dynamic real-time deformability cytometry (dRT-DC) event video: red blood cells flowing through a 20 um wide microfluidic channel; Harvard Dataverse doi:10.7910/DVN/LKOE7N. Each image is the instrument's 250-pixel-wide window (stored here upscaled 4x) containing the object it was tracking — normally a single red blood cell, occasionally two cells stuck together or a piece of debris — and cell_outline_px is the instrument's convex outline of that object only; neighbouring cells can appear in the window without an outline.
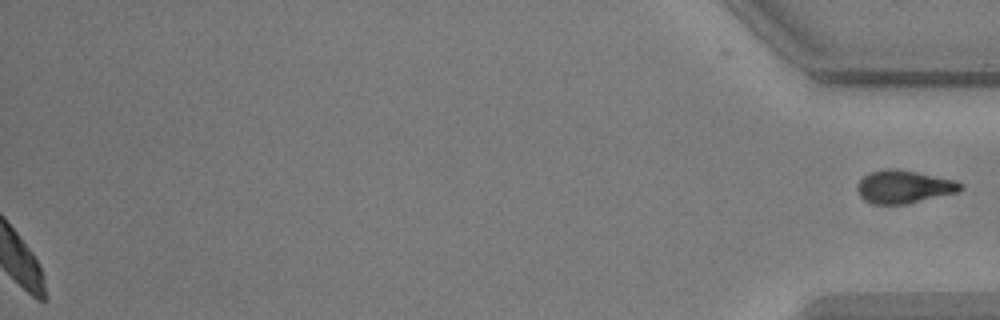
{"species": "common noctule bat (a hibernating species)", "species_latin": "Nyctalus noctula", "temperature_condition": "warm", "stored_images_in_passage": 45, "segment_of_instrument_passage": [2, 2], "camera_frame_rate_fps": 3000, "um_per_image_px": 0.085, "animal": {"sex": "male", "body_mass_g": 17.9, "forearm_length_mm": 54.2}, "frame": {"image": 1, "passage_image": 45, "time_ms": 14.667, "image_size_px": [1000, 320], "cell_outline_px": [[964, 188], [960, 192], [908, 204], [872, 204], [864, 200], [860, 196], [856, 188], [856, 184], [864, 176], [872, 172], [884, 168], [888, 168], [916, 172], [956, 180], [964, 184]], "centroid_in_image_um": [76.86, 15.89], "position_along_channel_um": 358.3, "area_um2": 20.06}}